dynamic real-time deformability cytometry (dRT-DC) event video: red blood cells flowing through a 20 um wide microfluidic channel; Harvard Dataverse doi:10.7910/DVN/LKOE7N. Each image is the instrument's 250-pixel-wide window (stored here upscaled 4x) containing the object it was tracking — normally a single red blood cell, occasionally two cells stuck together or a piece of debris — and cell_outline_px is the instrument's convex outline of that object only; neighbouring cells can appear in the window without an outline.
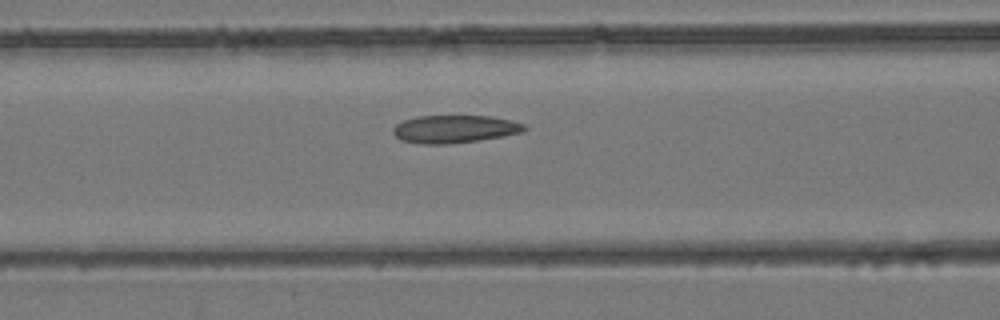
{"species": "common noctule bat (a hibernating species)", "species_latin": "Nyctalus noctula", "temperature_condition": "room temperature", "stored_images_in_passage": 46, "camera_frame_rate_fps": 3000, "um_per_image_px": 0.085, "animal": {"sex": "female", "body_mass_g": 24.6, "forearm_length_mm": 56.2}, "frame": {"image": 1, "passage_image": 17, "time_ms": 5.333, "image_size_px": [1000, 320], "cell_outline_px": [[528, 128], [524, 132], [476, 140], [448, 144], [420, 144], [400, 140], [392, 132], [392, 128], [396, 124], [404, 120], [416, 116], [492, 116], [524, 124]], "centroid_in_image_um": [38.6, 10.96], "position_along_channel_um": 128.0, "area_um2": 21.15}}
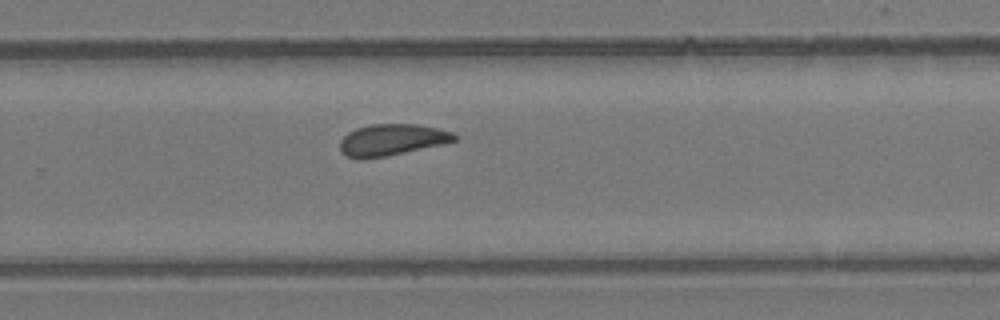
{"frame": {"image": 2, "passage_image": 29, "time_ms": 9.333, "image_size_px": [1000, 320], "cell_outline_px": [[456, 140], [444, 144], [384, 156], [360, 160], [348, 156], [340, 152], [340, 140], [348, 132], [356, 128], [368, 124], [416, 124], [436, 128], [452, 132], [456, 136]], "centroid_in_image_um": [33.26, 11.88], "position_along_channel_um": 296.5, "area_um2": 20.92}}
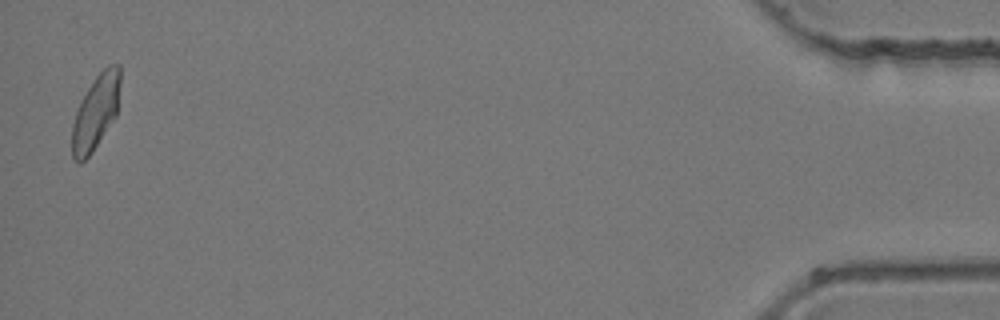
{"frame": {"image": 3, "passage_image": 45, "time_ms": 14.667, "image_size_px": [1000, 320], "cell_outline_px": [[120, 84], [116, 116], [92, 152], [80, 164], [72, 160], [72, 124], [80, 100], [96, 76], [108, 64], [120, 64]], "centroid_in_image_um": [8.13, 9.54], "position_along_channel_um": 427.1, "area_um2": 20.92}}